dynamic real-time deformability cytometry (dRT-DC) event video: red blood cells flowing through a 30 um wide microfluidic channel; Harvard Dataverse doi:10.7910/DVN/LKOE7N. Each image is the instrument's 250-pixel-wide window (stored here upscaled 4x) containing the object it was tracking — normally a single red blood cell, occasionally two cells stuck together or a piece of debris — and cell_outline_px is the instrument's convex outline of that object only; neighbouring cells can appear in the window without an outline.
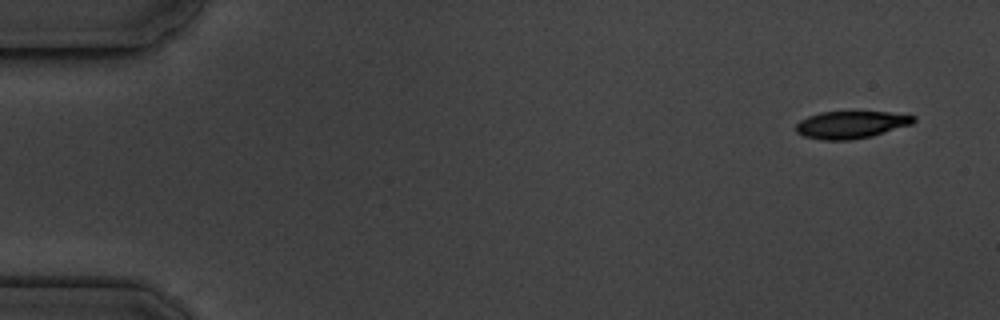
{"species": "common noctule bat (a hibernating species)", "species_latin": "Nyctalus noctula", "temperature_condition": "cold", "stored_images_in_passage": 6, "camera_frame_rate_fps": 3000, "um_per_image_px": 0.085, "animal": {"sex": "male", "body_mass_g": 19.5, "forearm_length_mm": 54.6}, "frame": {"image": 1, "passage_image": 1, "time_ms": 0.0, "image_size_px": [1000, 320], "cell_outline_px": [[916, 120], [912, 124], [872, 136], [848, 140], [820, 140], [804, 136], [796, 132], [796, 124], [800, 120], [808, 116], [820, 112], [888, 112], [916, 116]], "centroid_in_image_um": [72.32, 10.6], "position_along_channel_um": 12.7, "area_um2": 18.73}}
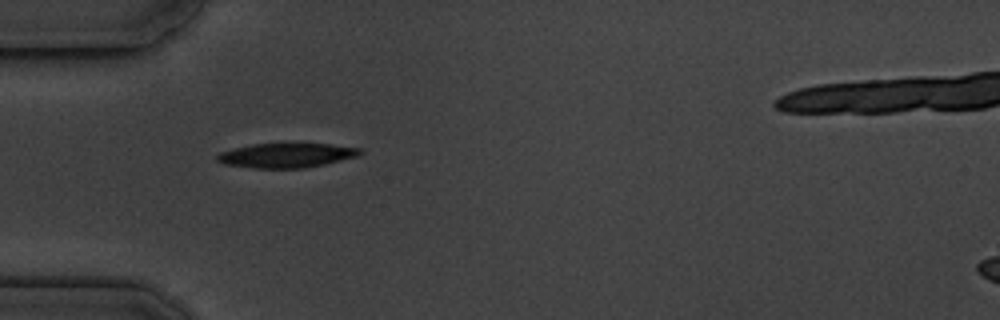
{"frame": {"image": 2, "passage_image": 5, "time_ms": 4.667, "image_size_px": [1000, 320], "cell_outline_px": [[364, 152], [356, 156], [324, 164], [304, 168], [252, 168], [224, 164], [216, 160], [216, 156], [220, 152], [252, 144], [332, 144], [360, 148]], "centroid_in_image_um": [24.33, 13.21], "position_along_channel_um": 60.7, "area_um2": 20.17}}